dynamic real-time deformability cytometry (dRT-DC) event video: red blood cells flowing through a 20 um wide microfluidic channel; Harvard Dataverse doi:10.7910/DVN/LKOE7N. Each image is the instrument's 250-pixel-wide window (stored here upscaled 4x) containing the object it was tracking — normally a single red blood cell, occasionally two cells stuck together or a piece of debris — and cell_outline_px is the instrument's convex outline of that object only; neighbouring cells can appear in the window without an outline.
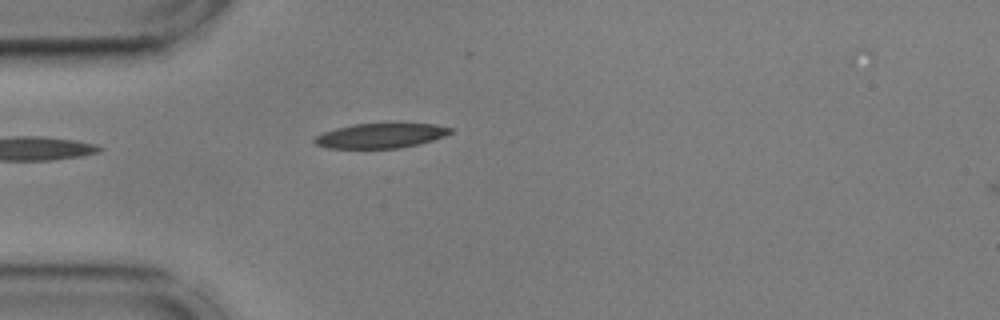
{"species": "common noctule bat (a hibernating species)", "species_latin": "Nyctalus noctula", "temperature_condition": "cold", "stored_images_in_passage": 2, "camera_frame_rate_fps": 3000, "um_per_image_px": 0.085, "animal": {"sex": "male", "body_mass_g": 17.9, "forearm_length_mm": 54.2}, "frame": {"image": 1, "passage_image": 1, "time_ms": 0.0, "image_size_px": [1000, 320], "cell_outline_px": [[452, 132], [444, 136], [432, 140], [400, 148], [328, 148], [316, 144], [312, 140], [316, 136], [324, 132], [336, 128], [352, 124], [436, 124], [452, 128]], "centroid_in_image_um": [32.33, 11.53], "position_along_channel_um": 52.7, "area_um2": 19.36}}